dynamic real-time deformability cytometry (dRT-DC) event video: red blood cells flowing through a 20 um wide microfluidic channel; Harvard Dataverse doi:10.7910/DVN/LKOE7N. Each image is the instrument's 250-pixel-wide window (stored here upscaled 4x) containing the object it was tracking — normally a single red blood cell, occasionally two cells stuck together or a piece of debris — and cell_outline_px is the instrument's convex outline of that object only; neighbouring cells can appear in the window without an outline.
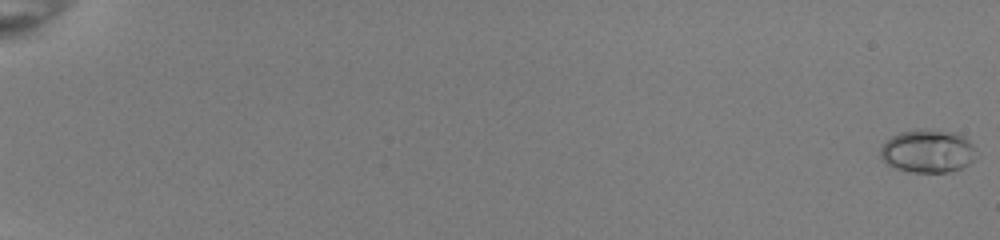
{"species": "common noctule bat (a hibernating species)", "species_latin": "Nyctalus noctula", "temperature_condition": "room temperature", "stored_images_in_passage": 53, "camera_frame_rate_fps": 3000, "um_per_image_px": 0.085, "animal": {"sex": "female", "body_mass_g": 22.0, "forearm_length_mm": 56.7}, "frame": {"image": 1, "passage_image": 1, "time_ms": 0.0, "image_size_px": [1000, 240], "cell_outline_px": [[980, 152], [968, 164], [960, 168], [948, 172], [908, 172], [896, 168], [888, 164], [880, 156], [880, 148], [892, 136], [900, 132], [924, 128], [956, 132], [964, 136]], "centroid_in_image_um": [78.9, 12.83], "position_along_channel_um": 6.1, "area_um2": 24.28}}
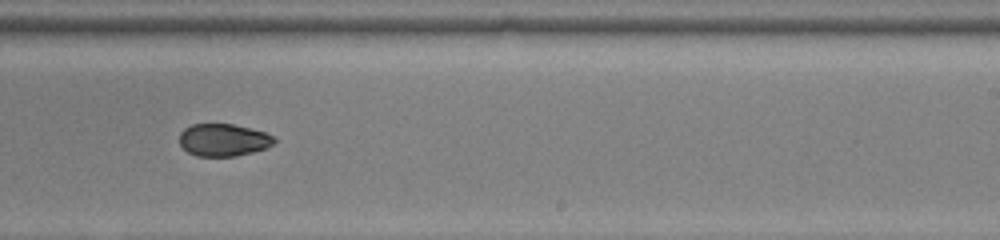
{"frame": {"image": 2, "passage_image": 37, "time_ms": 12.0, "image_size_px": [1000, 240], "cell_outline_px": [[276, 140], [272, 144], [264, 148], [252, 152], [236, 156], [196, 156], [188, 152], [180, 144], [180, 132], [184, 128], [192, 124], [232, 124], [264, 132], [276, 136]], "centroid_in_image_um": [18.98, 11.89], "position_along_channel_um": 270.0, "area_um2": 17.8}}
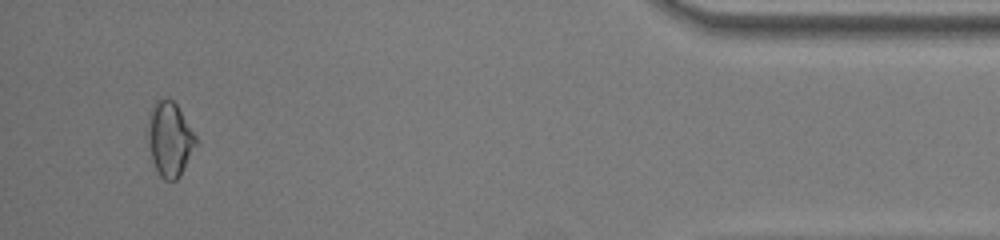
{"frame": {"image": 3, "passage_image": 52, "time_ms": 17.0, "image_size_px": [1000, 240], "cell_outline_px": [[200, 140], [180, 176], [176, 180], [164, 180], [160, 176], [152, 160], [144, 136], [144, 132], [148, 116], [152, 104], [160, 96], [164, 96], [172, 100], [176, 104]], "centroid_in_image_um": [14.39, 11.78], "position_along_channel_um": 420.8, "area_um2": 21.91}}